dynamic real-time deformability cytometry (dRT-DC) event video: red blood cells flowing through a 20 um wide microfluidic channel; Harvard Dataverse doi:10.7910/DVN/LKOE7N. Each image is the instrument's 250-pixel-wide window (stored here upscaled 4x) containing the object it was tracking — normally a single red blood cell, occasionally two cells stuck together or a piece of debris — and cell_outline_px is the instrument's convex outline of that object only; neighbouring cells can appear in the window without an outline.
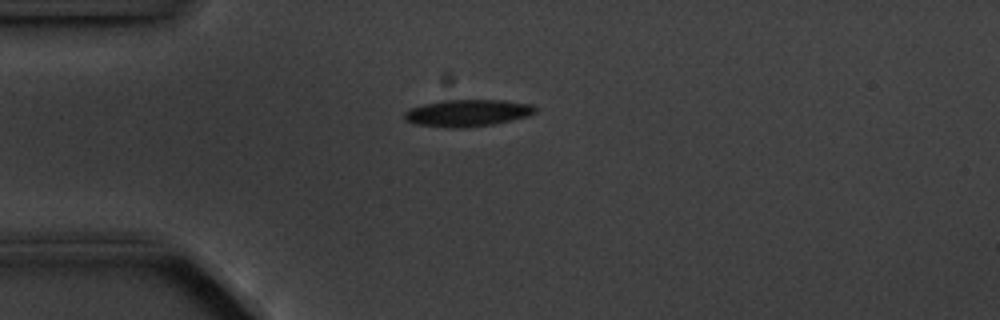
{"species": "common noctule bat (a hibernating species)", "species_latin": "Nyctalus noctula", "temperature_condition": "cold", "stored_images_in_passage": 5, "camera_frame_rate_fps": 3000, "um_per_image_px": 0.085, "animal": {"sex": "male", "body_mass_g": 20.1, "forearm_length_mm": 53.5}, "frame": {"image": 1, "passage_image": 1, "time_ms": 0.0, "image_size_px": [1000, 320], "cell_outline_px": [[536, 112], [528, 116], [512, 120], [492, 124], [464, 128], [448, 128], [412, 124], [404, 120], [404, 112], [408, 108], [424, 104], [444, 100], [504, 100], [532, 104], [536, 108]], "centroid_in_image_um": [39.7, 9.61], "position_along_channel_um": 45.3, "area_um2": 20.75}}
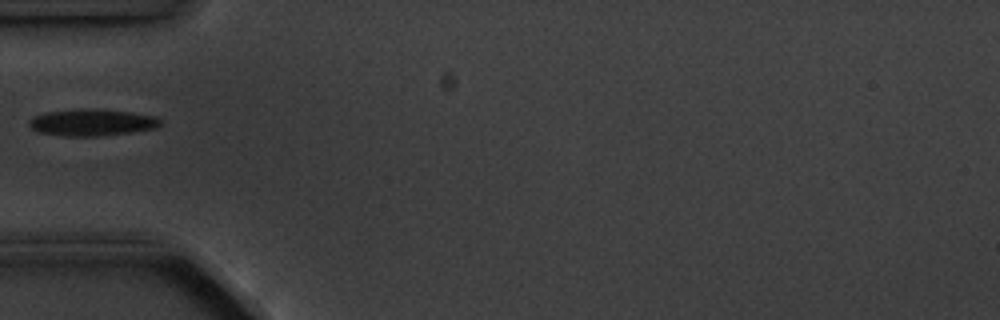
{"frame": {"image": 2, "passage_image": 2, "time_ms": 1.333, "image_size_px": [1000, 320], "cell_outline_px": [[160, 124], [156, 128], [132, 132], [100, 136], [64, 136], [36, 132], [28, 124], [28, 120], [32, 116], [48, 112], [132, 112], [156, 116], [160, 120]], "centroid_in_image_um": [7.81, 10.47], "position_along_channel_um": 77.2, "area_um2": 19.31}}